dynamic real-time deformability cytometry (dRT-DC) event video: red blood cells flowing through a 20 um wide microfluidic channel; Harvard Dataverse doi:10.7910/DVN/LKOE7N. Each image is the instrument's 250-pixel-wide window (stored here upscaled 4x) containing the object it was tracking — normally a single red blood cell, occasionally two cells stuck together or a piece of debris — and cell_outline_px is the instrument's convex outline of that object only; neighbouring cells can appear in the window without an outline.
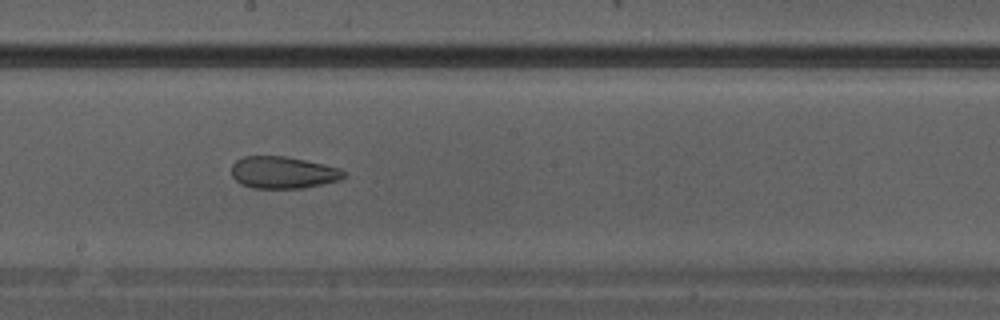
{"species": "Egyptian fruit bat (a non-hibernating species)", "species_latin": "Rousettus aegyptiacus", "temperature_condition": "warm", "stored_images_in_passage": 20, "camera_frame_rate_fps": 3000, "um_per_image_px": 0.085, "animal": {"sex": "male"}, "frame": {"image": 1, "passage_image": 15, "time_ms": 4.667, "image_size_px": [1000, 320], "cell_outline_px": [[348, 176], [340, 180], [300, 188], [252, 188], [240, 184], [232, 176], [232, 164], [236, 160], [244, 156], [288, 156], [340, 168], [348, 172]], "centroid_in_image_um": [24.08, 14.65], "position_along_channel_um": 224.1, "area_um2": 21.1}}
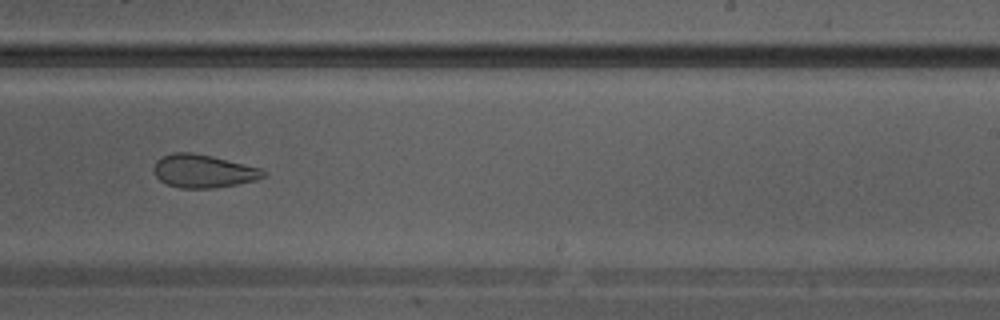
{"frame": {"image": 2, "passage_image": 17, "time_ms": 5.333, "image_size_px": [1000, 320], "cell_outline_px": [[268, 172], [264, 176], [256, 180], [236, 184], [212, 188], [180, 188], [164, 184], [152, 172], [152, 168], [156, 160], [160, 156], [172, 152], [192, 152], [212, 156], [260, 168]], "centroid_in_image_um": [17.21, 14.54], "position_along_channel_um": 271.8, "area_um2": 21.39}}